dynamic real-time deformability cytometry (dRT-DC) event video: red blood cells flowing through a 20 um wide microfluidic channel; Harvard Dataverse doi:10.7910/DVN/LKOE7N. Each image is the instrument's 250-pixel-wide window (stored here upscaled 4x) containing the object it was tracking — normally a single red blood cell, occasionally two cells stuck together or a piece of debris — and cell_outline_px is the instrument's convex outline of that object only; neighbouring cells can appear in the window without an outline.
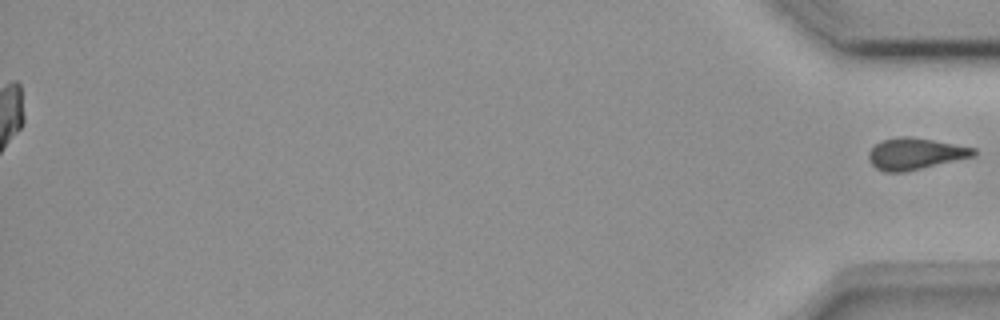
{"species": "common noctule bat (a hibernating species)", "species_latin": "Nyctalus noctula", "temperature_condition": "room temperature", "stored_images_in_passage": 48, "segment_of_instrument_passage": [2, 2], "camera_frame_rate_fps": 3000, "um_per_image_px": 0.085, "animal": {"sex": "female", "body_mass_g": 18.4}, "frame": {"image": 1, "passage_image": 48, "time_ms": 15.667, "image_size_px": [1000, 320], "cell_outline_px": [[976, 152], [972, 156], [904, 172], [884, 172], [876, 168], [868, 160], [868, 152], [876, 144], [884, 140], [900, 136], [904, 136], [932, 140], [976, 148]], "centroid_in_image_um": [77.74, 13.07], "position_along_channel_um": 357.5, "area_um2": 18.84}}